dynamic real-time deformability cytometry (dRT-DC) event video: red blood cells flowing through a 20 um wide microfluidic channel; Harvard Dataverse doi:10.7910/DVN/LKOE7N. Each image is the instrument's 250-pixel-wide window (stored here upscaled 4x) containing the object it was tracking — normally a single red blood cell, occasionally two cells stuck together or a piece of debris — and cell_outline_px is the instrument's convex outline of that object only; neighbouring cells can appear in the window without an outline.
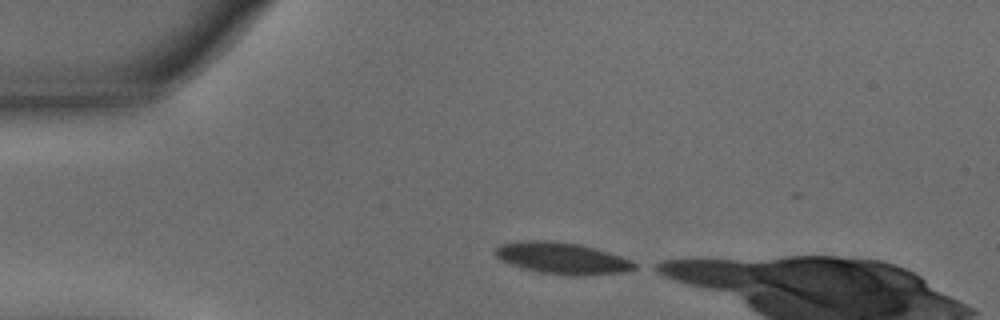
{"species": "common noctule bat (a hibernating species)", "species_latin": "Nyctalus noctula", "temperature_condition": "warm", "stored_images_in_passage": 10, "camera_frame_rate_fps": 3000, "um_per_image_px": 0.085, "animal": {"sex": "male", "body_mass_g": 15.6}, "frame": {"image": 1, "passage_image": 1, "time_ms": 0.0, "image_size_px": [1000, 320], "cell_outline_px": [[640, 264], [636, 268], [624, 272], [540, 272], [524, 268], [500, 260], [496, 256], [496, 248], [500, 244], [516, 240], [552, 240], [580, 244], [608, 252], [632, 260]], "centroid_in_image_um": [47.73, 21.87], "position_along_channel_um": 37.3, "area_um2": 24.45}}
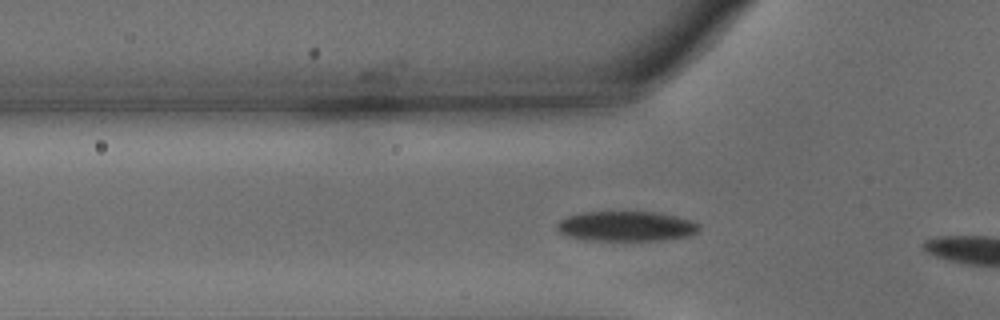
{"frame": {"image": 2, "passage_image": 7, "time_ms": 2.0, "image_size_px": [1000, 320], "cell_outline_px": [[700, 228], [696, 232], [688, 236], [664, 240], [592, 240], [572, 236], [560, 232], [556, 228], [556, 224], [560, 220], [568, 216], [580, 212], [656, 212], [676, 216], [692, 220], [700, 224]], "centroid_in_image_um": [53.27, 19.22], "position_along_channel_um": 72.5, "area_um2": 24.68}}